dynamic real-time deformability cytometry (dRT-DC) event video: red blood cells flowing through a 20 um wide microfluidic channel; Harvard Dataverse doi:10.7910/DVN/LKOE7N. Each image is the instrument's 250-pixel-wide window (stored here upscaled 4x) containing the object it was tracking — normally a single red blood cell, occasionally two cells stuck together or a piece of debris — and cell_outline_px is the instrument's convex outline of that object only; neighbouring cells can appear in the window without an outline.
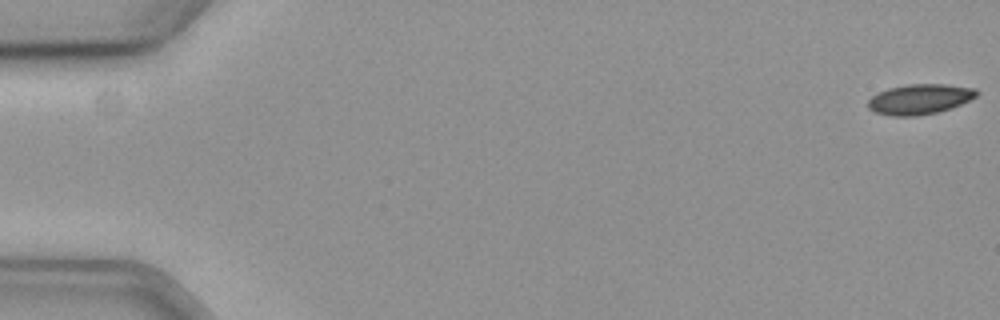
{"species": "common noctule bat (a hibernating species)", "species_latin": "Nyctalus noctula", "temperature_condition": "cold", "stored_images_in_passage": 42, "camera_frame_rate_fps": 3000, "um_per_image_px": 0.085, "animal": {"sex": "female", "body_mass_g": 19.3, "forearm_length_mm": 54.1}, "frame": {"image": 1, "passage_image": 1, "time_ms": 0.0, "image_size_px": [1000, 320], "cell_outline_px": [[980, 92], [976, 96], [960, 104], [936, 112], [916, 116], [892, 116], [876, 112], [868, 108], [868, 100], [872, 96], [888, 88], [908, 84], [944, 84], [976, 88]], "centroid_in_image_um": [78.17, 8.42], "position_along_channel_um": 6.8, "area_um2": 18.9}}